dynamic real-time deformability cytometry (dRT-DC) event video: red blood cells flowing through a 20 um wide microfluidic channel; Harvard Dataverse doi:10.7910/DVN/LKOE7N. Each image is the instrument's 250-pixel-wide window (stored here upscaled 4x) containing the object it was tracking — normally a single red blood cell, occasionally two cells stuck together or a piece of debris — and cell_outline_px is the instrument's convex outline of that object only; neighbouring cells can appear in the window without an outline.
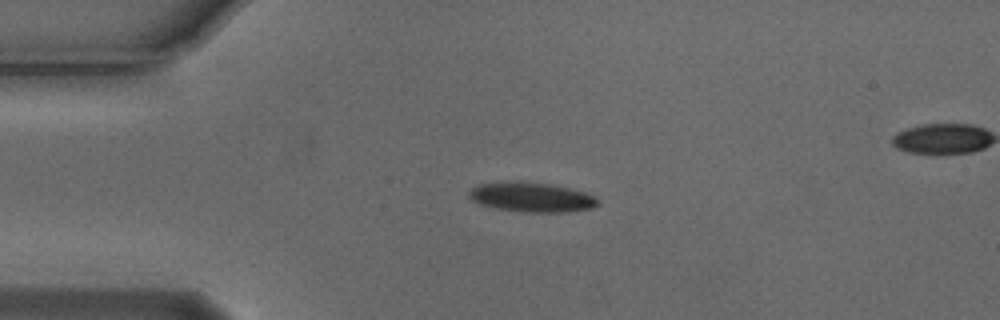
{"species": "Egyptian fruit bat (a non-hibernating species)", "species_latin": "Rousettus aegyptiacus", "temperature_condition": "cold", "stored_images_in_passage": 42, "camera_frame_rate_fps": 3000, "um_per_image_px": 0.085, "animal": {"sex": "male"}, "frame": {"image": 1, "passage_image": 1, "time_ms": 0.0, "image_size_px": [1000, 320], "cell_outline_px": [[600, 204], [592, 208], [564, 212], [524, 212], [496, 208], [480, 204], [472, 200], [468, 196], [468, 192], [472, 188], [480, 184], [512, 180], [520, 180], [548, 184], [568, 188], [584, 192], [592, 196]], "centroid_in_image_um": [45.13, 16.75], "position_along_channel_um": 39.9, "area_um2": 22.2}}
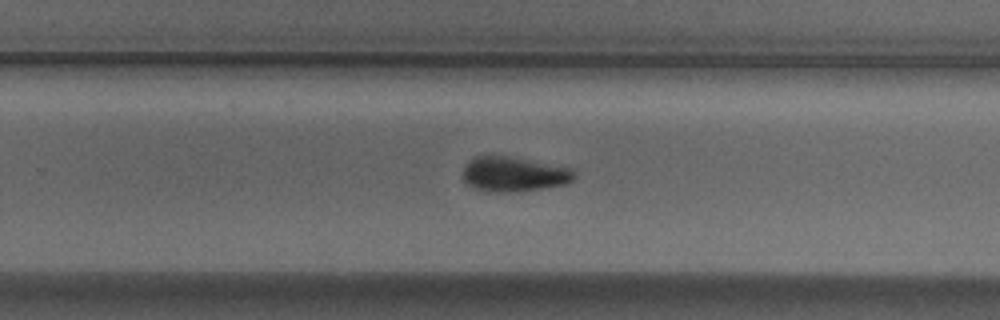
{"frame": {"image": 2, "passage_image": 23, "time_ms": 7.333, "image_size_px": [1000, 320], "cell_outline_px": [[576, 176], [572, 180], [564, 184], [520, 192], [496, 192], [476, 188], [468, 184], [464, 180], [464, 168], [468, 160], [476, 156], [508, 156], [572, 168], [576, 172]], "centroid_in_image_um": [43.7, 14.8], "position_along_channel_um": 286.1, "area_um2": 22.43}}
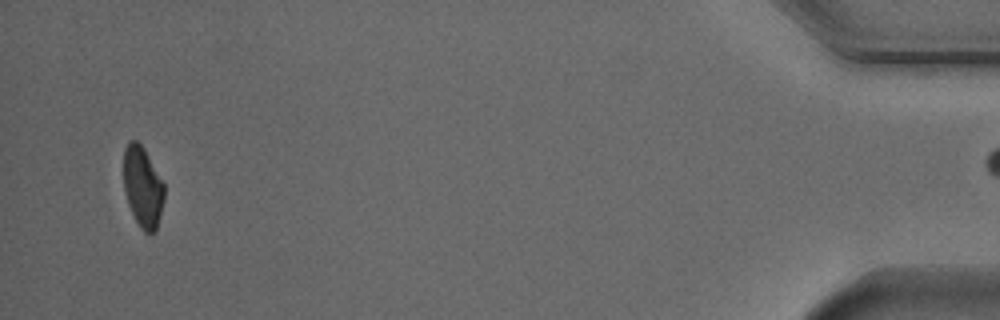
{"frame": {"image": 3, "passage_image": 41, "time_ms": 13.333, "image_size_px": [1000, 320], "cell_outline_px": [[164, 200], [156, 228], [152, 232], [144, 232], [140, 228], [128, 204], [124, 192], [124, 148], [128, 140], [136, 140], [144, 148], [164, 184]], "centroid_in_image_um": [12.11, 15.86], "position_along_channel_um": 423.1, "area_um2": 18.96}}